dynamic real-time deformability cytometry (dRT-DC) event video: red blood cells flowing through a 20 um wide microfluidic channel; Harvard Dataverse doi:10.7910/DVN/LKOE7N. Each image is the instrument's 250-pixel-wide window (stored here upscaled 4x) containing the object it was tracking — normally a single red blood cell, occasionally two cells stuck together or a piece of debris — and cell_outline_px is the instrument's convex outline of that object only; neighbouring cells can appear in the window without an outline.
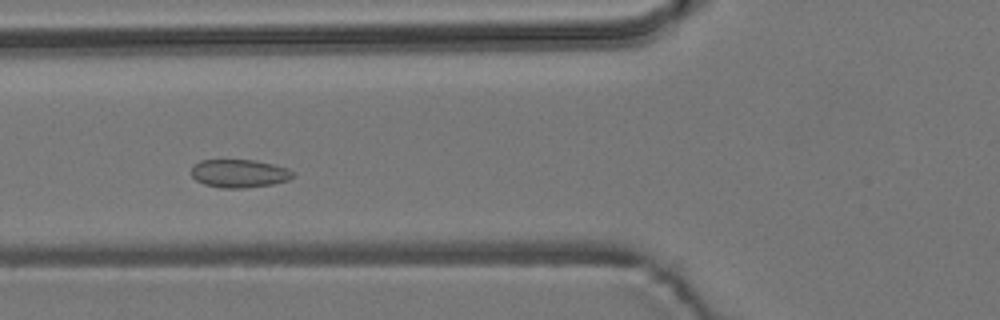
{"species": "common noctule bat (a hibernating species)", "species_latin": "Nyctalus noctula", "temperature_condition": "room temperature", "stored_images_in_passage": 6, "camera_frame_rate_fps": 3000, "um_per_image_px": 0.085, "animal": {"sex": "male", "body_mass_g": 19.2, "forearm_length_mm": 51.8}, "frame": {"image": 1, "passage_image": 5, "time_ms": 1.333, "image_size_px": [1000, 320], "cell_outline_px": [[296, 176], [288, 180], [272, 184], [244, 188], [220, 188], [204, 184], [196, 180], [192, 176], [192, 168], [200, 160], [252, 160], [272, 164], [288, 168], [296, 172]], "centroid_in_image_um": [20.38, 14.75], "position_along_channel_um": 105.4, "area_um2": 16.7}}
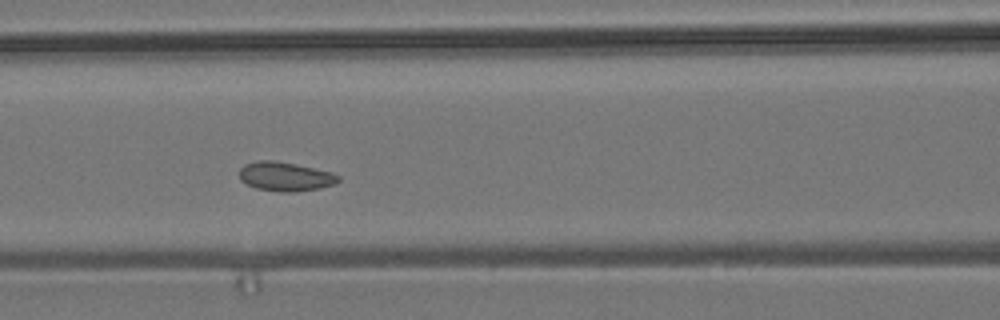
{"frame": {"image": 2, "passage_image": 6, "time_ms": 1.667, "image_size_px": [1000, 320], "cell_outline_px": [[340, 180], [336, 184], [320, 188], [296, 192], [280, 192], [256, 188], [240, 180], [240, 168], [244, 164], [256, 160], [272, 160], [296, 164], [332, 172], [340, 176]], "centroid_in_image_um": [24.27, 15.0], "position_along_channel_um": 142.3, "area_um2": 16.94}}